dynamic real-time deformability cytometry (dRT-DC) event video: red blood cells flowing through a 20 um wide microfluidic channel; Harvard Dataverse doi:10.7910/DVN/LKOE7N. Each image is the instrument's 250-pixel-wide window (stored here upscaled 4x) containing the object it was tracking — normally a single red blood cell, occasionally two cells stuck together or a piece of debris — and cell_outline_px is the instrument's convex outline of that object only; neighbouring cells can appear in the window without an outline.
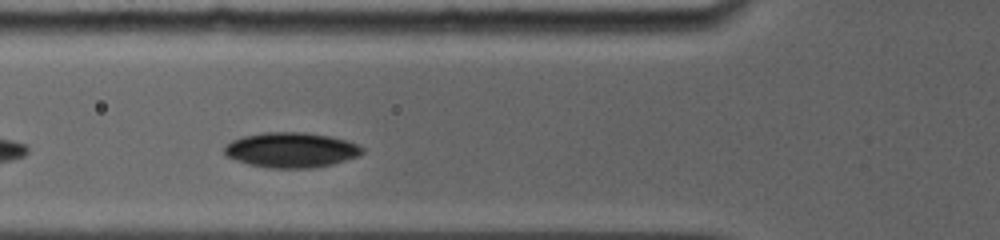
{"species": "common noctule bat (a hibernating species)", "species_latin": "Nyctalus noctula", "temperature_condition": "room temperature", "stored_images_in_passage": 10, "camera_frame_rate_fps": 5000, "um_per_image_px": 0.085, "animal": {"sex": "female", "body_mass_g": 19.0, "forearm_length_mm": 56.7}, "frame": {"image": 1, "passage_image": 4, "time_ms": 1.0, "image_size_px": [1000, 240], "cell_outline_px": [[364, 152], [356, 156], [332, 164], [308, 168], [272, 168], [248, 164], [236, 160], [228, 156], [224, 152], [224, 148], [232, 140], [244, 136], [264, 132], [304, 132], [328, 136], [344, 140], [356, 144], [364, 148]], "centroid_in_image_um": [24.73, 12.74], "position_along_channel_um": 101.1, "area_um2": 27.8}}
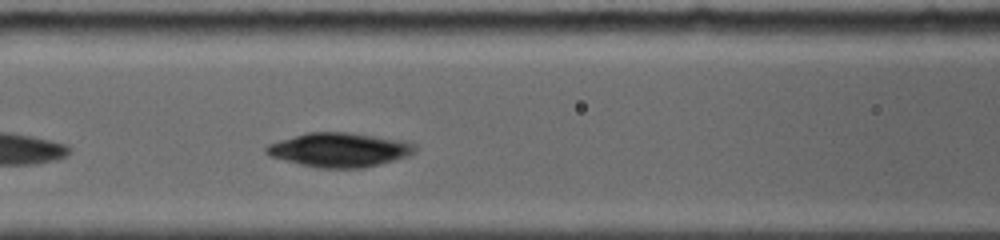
{"frame": {"image": 2, "passage_image": 7, "time_ms": 2.0, "image_size_px": [1000, 240], "cell_outline_px": [[416, 148], [408, 156], [380, 164], [364, 168], [316, 168], [268, 156], [264, 152], [264, 148], [268, 144], [280, 140], [308, 132], [348, 132], [404, 140], [412, 144]], "centroid_in_image_um": [28.8, 12.74], "position_along_channel_um": 137.8, "area_um2": 29.59}}